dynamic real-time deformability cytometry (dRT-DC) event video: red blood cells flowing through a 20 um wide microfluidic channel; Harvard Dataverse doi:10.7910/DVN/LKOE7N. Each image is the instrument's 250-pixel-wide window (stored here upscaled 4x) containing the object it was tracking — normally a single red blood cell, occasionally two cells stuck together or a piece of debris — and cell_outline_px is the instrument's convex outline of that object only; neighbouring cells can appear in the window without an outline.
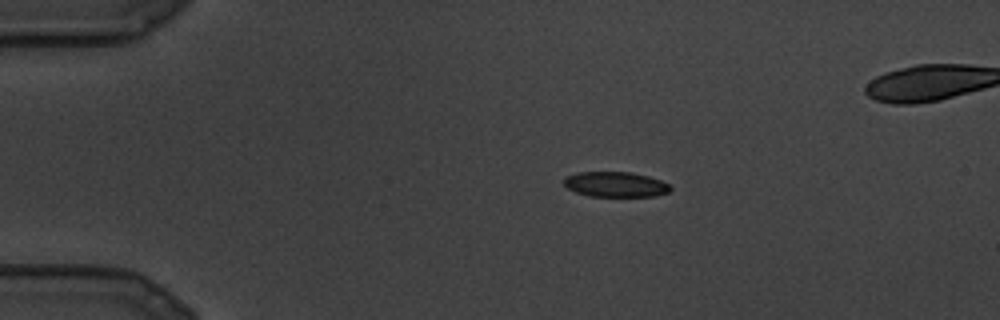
{"species": "common noctule bat (a hibernating species)", "species_latin": "Nyctalus noctula", "temperature_condition": "cold", "stored_images_in_passage": 9, "camera_frame_rate_fps": 3000, "um_per_image_px": 0.085, "animal": {"sex": "male", "body_mass_g": 19.5, "forearm_length_mm": 54.6}, "frame": {"image": 1, "passage_image": 1, "time_ms": 0.0, "image_size_px": [1000, 320], "cell_outline_px": [[672, 188], [668, 192], [656, 196], [588, 196], [576, 192], [568, 188], [564, 184], [564, 176], [576, 172], [632, 172], [648, 176], [660, 180], [668, 184]], "centroid_in_image_um": [52.3, 15.67], "position_along_channel_um": 32.7, "area_um2": 15.66}}
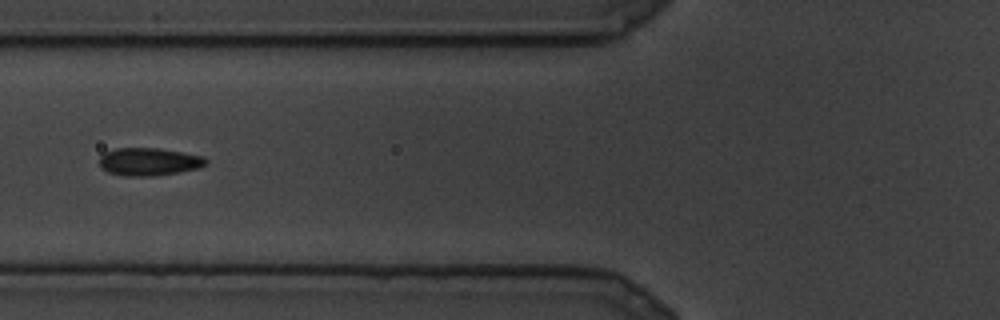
{"frame": {"image": 2, "passage_image": 6, "time_ms": 1.667, "image_size_px": [1000, 320], "cell_outline_px": [[208, 164], [200, 168], [180, 172], [152, 176], [124, 176], [108, 172], [100, 168], [100, 156], [104, 152], [116, 148], [160, 148], [184, 152], [204, 156], [208, 160]], "centroid_in_image_um": [12.69, 13.74], "position_along_channel_um": 113.1, "area_um2": 17.57}}
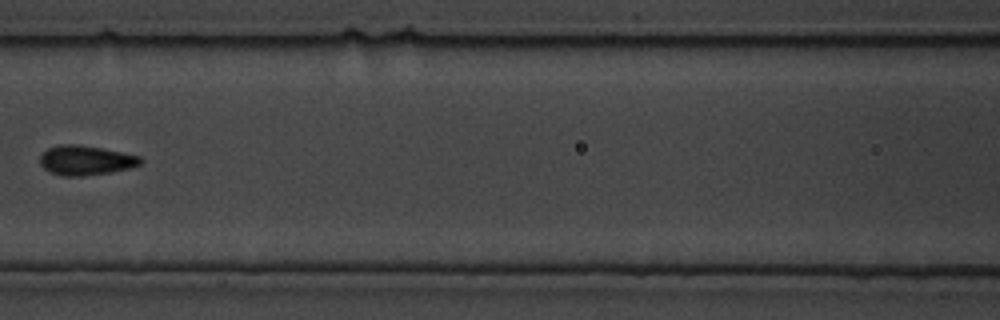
{"frame": {"image": 3, "passage_image": 8, "time_ms": 2.333, "image_size_px": [1000, 320], "cell_outline_px": [[144, 160], [140, 164], [132, 168], [112, 172], [80, 176], [64, 176], [52, 172], [44, 168], [40, 164], [40, 156], [48, 148], [60, 144], [76, 144], [100, 148], [140, 156]], "centroid_in_image_um": [7.31, 13.63], "position_along_channel_um": 159.3, "area_um2": 17.22}}